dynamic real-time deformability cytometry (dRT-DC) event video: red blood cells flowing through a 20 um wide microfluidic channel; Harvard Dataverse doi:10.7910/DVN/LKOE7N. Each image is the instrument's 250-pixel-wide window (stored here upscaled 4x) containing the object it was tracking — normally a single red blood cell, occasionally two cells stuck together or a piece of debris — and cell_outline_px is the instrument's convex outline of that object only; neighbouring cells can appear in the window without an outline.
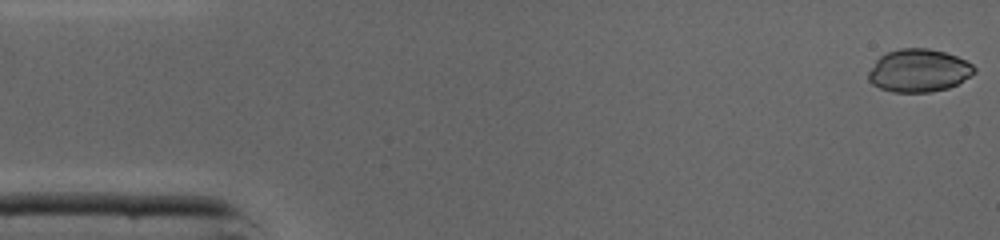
{"species": "common noctule bat (a hibernating species)", "species_latin": "Nyctalus noctula", "temperature_condition": "cold", "stored_images_in_passage": 45, "camera_frame_rate_fps": 3000, "um_per_image_px": 0.085, "animal": {"sex": "male", "body_mass_g": 19.0, "forearm_length_mm": 50.8}, "frame": {"image": 1, "passage_image": 1, "time_ms": 0.0, "image_size_px": [1000, 240], "cell_outline_px": [[976, 72], [956, 84], [948, 88], [928, 92], [892, 92], [880, 88], [872, 84], [868, 80], [868, 72], [876, 60], [880, 56], [888, 52], [900, 48], [928, 48], [944, 52], [956, 56], [972, 64], [976, 68]], "centroid_in_image_um": [78.07, 6.0], "position_along_channel_um": 6.9, "area_um2": 26.36}}
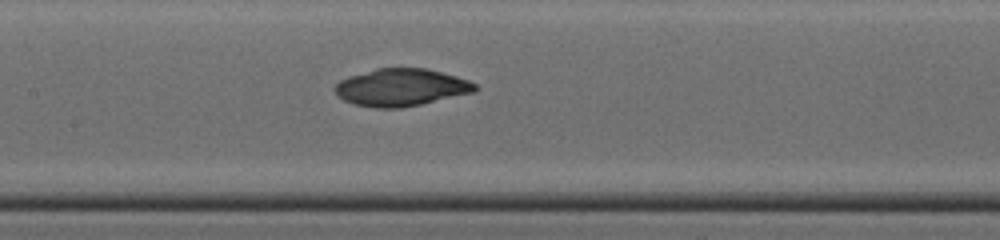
{"frame": {"image": 2, "passage_image": 21, "time_ms": 6.667, "image_size_px": [1000, 240], "cell_outline_px": [[480, 88], [476, 92], [420, 104], [400, 108], [376, 108], [356, 104], [344, 100], [332, 88], [340, 80], [348, 76], [376, 68], [428, 68], [456, 76], [468, 80], [476, 84]], "centroid_in_image_um": [34.12, 7.42], "position_along_channel_um": 173.3, "area_um2": 30.58}}
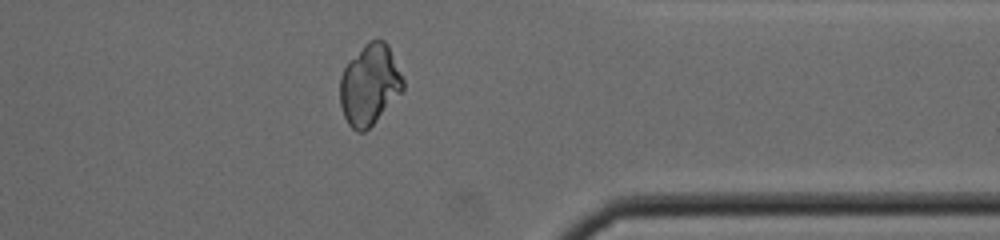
{"frame": {"image": 3, "passage_image": 36, "time_ms": 11.667, "image_size_px": [1000, 240], "cell_outline_px": [[404, 88], [376, 120], [364, 132], [356, 132], [348, 124], [344, 116], [340, 104], [340, 76], [344, 68], [364, 44], [368, 40], [384, 40], [388, 44], [404, 80]], "centroid_in_image_um": [31.4, 7.19], "position_along_channel_um": 380.0, "area_um2": 29.25}, "authors_computed_cell_mechanics": {"area_um2": 29.767, "velocity_mm_per_s": 4.3832, "shape_relaxation_time_tau1_ms": null, "shape_relaxation_time_tau2_ms": 5.9114, "deformation_change_tau1": null, "deformation_change_tau2": 0.0457}}